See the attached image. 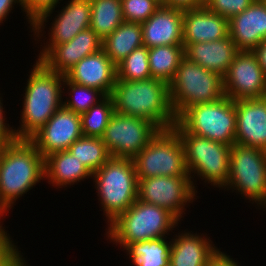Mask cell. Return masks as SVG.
<instances>
[{"label": "cell", "instance_id": "30", "mask_svg": "<svg viewBox=\"0 0 266 266\" xmlns=\"http://www.w3.org/2000/svg\"><path fill=\"white\" fill-rule=\"evenodd\" d=\"M114 113L113 100L109 95L80 114L83 136L101 138Z\"/></svg>", "mask_w": 266, "mask_h": 266}, {"label": "cell", "instance_id": "26", "mask_svg": "<svg viewBox=\"0 0 266 266\" xmlns=\"http://www.w3.org/2000/svg\"><path fill=\"white\" fill-rule=\"evenodd\" d=\"M184 57L183 45H161L148 48L151 78L169 84Z\"/></svg>", "mask_w": 266, "mask_h": 266}, {"label": "cell", "instance_id": "37", "mask_svg": "<svg viewBox=\"0 0 266 266\" xmlns=\"http://www.w3.org/2000/svg\"><path fill=\"white\" fill-rule=\"evenodd\" d=\"M206 0H164L163 6L182 10L205 6Z\"/></svg>", "mask_w": 266, "mask_h": 266}, {"label": "cell", "instance_id": "29", "mask_svg": "<svg viewBox=\"0 0 266 266\" xmlns=\"http://www.w3.org/2000/svg\"><path fill=\"white\" fill-rule=\"evenodd\" d=\"M93 174L110 158V153L101 138L82 136L68 149Z\"/></svg>", "mask_w": 266, "mask_h": 266}, {"label": "cell", "instance_id": "13", "mask_svg": "<svg viewBox=\"0 0 266 266\" xmlns=\"http://www.w3.org/2000/svg\"><path fill=\"white\" fill-rule=\"evenodd\" d=\"M224 94L232 100L266 97V74L252 51H240L223 77Z\"/></svg>", "mask_w": 266, "mask_h": 266}, {"label": "cell", "instance_id": "22", "mask_svg": "<svg viewBox=\"0 0 266 266\" xmlns=\"http://www.w3.org/2000/svg\"><path fill=\"white\" fill-rule=\"evenodd\" d=\"M183 46L188 60L221 77L226 75L229 65L240 52L229 35L217 41L183 44Z\"/></svg>", "mask_w": 266, "mask_h": 266}, {"label": "cell", "instance_id": "40", "mask_svg": "<svg viewBox=\"0 0 266 266\" xmlns=\"http://www.w3.org/2000/svg\"><path fill=\"white\" fill-rule=\"evenodd\" d=\"M20 4V0H0V25L5 21L6 17L13 10V5Z\"/></svg>", "mask_w": 266, "mask_h": 266}, {"label": "cell", "instance_id": "28", "mask_svg": "<svg viewBox=\"0 0 266 266\" xmlns=\"http://www.w3.org/2000/svg\"><path fill=\"white\" fill-rule=\"evenodd\" d=\"M90 28L104 40L125 20L123 18L121 0H90Z\"/></svg>", "mask_w": 266, "mask_h": 266}, {"label": "cell", "instance_id": "32", "mask_svg": "<svg viewBox=\"0 0 266 266\" xmlns=\"http://www.w3.org/2000/svg\"><path fill=\"white\" fill-rule=\"evenodd\" d=\"M64 86L68 87L69 99L62 101L63 106L77 114L88 111L105 97L98 89L73 83L66 77H64L63 88H65Z\"/></svg>", "mask_w": 266, "mask_h": 266}, {"label": "cell", "instance_id": "25", "mask_svg": "<svg viewBox=\"0 0 266 266\" xmlns=\"http://www.w3.org/2000/svg\"><path fill=\"white\" fill-rule=\"evenodd\" d=\"M143 46L141 23L124 21L102 42V49L117 66L136 48Z\"/></svg>", "mask_w": 266, "mask_h": 266}, {"label": "cell", "instance_id": "38", "mask_svg": "<svg viewBox=\"0 0 266 266\" xmlns=\"http://www.w3.org/2000/svg\"><path fill=\"white\" fill-rule=\"evenodd\" d=\"M208 266H239L230 255L219 251L217 255L209 262Z\"/></svg>", "mask_w": 266, "mask_h": 266}, {"label": "cell", "instance_id": "1", "mask_svg": "<svg viewBox=\"0 0 266 266\" xmlns=\"http://www.w3.org/2000/svg\"><path fill=\"white\" fill-rule=\"evenodd\" d=\"M44 179V157L29 139H17L0 147V254L21 253L1 218L18 198Z\"/></svg>", "mask_w": 266, "mask_h": 266}, {"label": "cell", "instance_id": "11", "mask_svg": "<svg viewBox=\"0 0 266 266\" xmlns=\"http://www.w3.org/2000/svg\"><path fill=\"white\" fill-rule=\"evenodd\" d=\"M159 130L144 118L114 113L101 139L111 157L133 159Z\"/></svg>", "mask_w": 266, "mask_h": 266}, {"label": "cell", "instance_id": "39", "mask_svg": "<svg viewBox=\"0 0 266 266\" xmlns=\"http://www.w3.org/2000/svg\"><path fill=\"white\" fill-rule=\"evenodd\" d=\"M252 52L256 56L260 67L266 74V39L263 40Z\"/></svg>", "mask_w": 266, "mask_h": 266}, {"label": "cell", "instance_id": "4", "mask_svg": "<svg viewBox=\"0 0 266 266\" xmlns=\"http://www.w3.org/2000/svg\"><path fill=\"white\" fill-rule=\"evenodd\" d=\"M180 222L171 212L137 199L108 225L107 239L125 248L129 243L167 237ZM172 229V230H171Z\"/></svg>", "mask_w": 266, "mask_h": 266}, {"label": "cell", "instance_id": "18", "mask_svg": "<svg viewBox=\"0 0 266 266\" xmlns=\"http://www.w3.org/2000/svg\"><path fill=\"white\" fill-rule=\"evenodd\" d=\"M103 40L89 27L71 41L54 46L40 61L51 71L65 74L86 56L102 49Z\"/></svg>", "mask_w": 266, "mask_h": 266}, {"label": "cell", "instance_id": "3", "mask_svg": "<svg viewBox=\"0 0 266 266\" xmlns=\"http://www.w3.org/2000/svg\"><path fill=\"white\" fill-rule=\"evenodd\" d=\"M23 95L20 126L15 129L17 139H30L63 105L65 75L49 70L36 60Z\"/></svg>", "mask_w": 266, "mask_h": 266}, {"label": "cell", "instance_id": "8", "mask_svg": "<svg viewBox=\"0 0 266 266\" xmlns=\"http://www.w3.org/2000/svg\"><path fill=\"white\" fill-rule=\"evenodd\" d=\"M133 161L137 179L156 176L190 177L184 147L174 128L159 130Z\"/></svg>", "mask_w": 266, "mask_h": 266}, {"label": "cell", "instance_id": "10", "mask_svg": "<svg viewBox=\"0 0 266 266\" xmlns=\"http://www.w3.org/2000/svg\"><path fill=\"white\" fill-rule=\"evenodd\" d=\"M236 190L246 200L266 208V151L234 143L224 190Z\"/></svg>", "mask_w": 266, "mask_h": 266}, {"label": "cell", "instance_id": "31", "mask_svg": "<svg viewBox=\"0 0 266 266\" xmlns=\"http://www.w3.org/2000/svg\"><path fill=\"white\" fill-rule=\"evenodd\" d=\"M116 68V79L140 81L151 78L148 48L144 45L136 48Z\"/></svg>", "mask_w": 266, "mask_h": 266}, {"label": "cell", "instance_id": "24", "mask_svg": "<svg viewBox=\"0 0 266 266\" xmlns=\"http://www.w3.org/2000/svg\"><path fill=\"white\" fill-rule=\"evenodd\" d=\"M45 180L52 186L62 188L74 185L83 179L92 178V173L68 150L51 153L44 158Z\"/></svg>", "mask_w": 266, "mask_h": 266}, {"label": "cell", "instance_id": "12", "mask_svg": "<svg viewBox=\"0 0 266 266\" xmlns=\"http://www.w3.org/2000/svg\"><path fill=\"white\" fill-rule=\"evenodd\" d=\"M196 195L191 177L156 176L138 179V199L168 210L179 221L185 214V206L193 202Z\"/></svg>", "mask_w": 266, "mask_h": 266}, {"label": "cell", "instance_id": "14", "mask_svg": "<svg viewBox=\"0 0 266 266\" xmlns=\"http://www.w3.org/2000/svg\"><path fill=\"white\" fill-rule=\"evenodd\" d=\"M82 136L80 114L62 105L29 140L45 158L51 153L67 150Z\"/></svg>", "mask_w": 266, "mask_h": 266}, {"label": "cell", "instance_id": "34", "mask_svg": "<svg viewBox=\"0 0 266 266\" xmlns=\"http://www.w3.org/2000/svg\"><path fill=\"white\" fill-rule=\"evenodd\" d=\"M126 22L143 23L160 7L156 0H121Z\"/></svg>", "mask_w": 266, "mask_h": 266}, {"label": "cell", "instance_id": "20", "mask_svg": "<svg viewBox=\"0 0 266 266\" xmlns=\"http://www.w3.org/2000/svg\"><path fill=\"white\" fill-rule=\"evenodd\" d=\"M143 45H183V10L160 5L147 21L141 23Z\"/></svg>", "mask_w": 266, "mask_h": 266}, {"label": "cell", "instance_id": "41", "mask_svg": "<svg viewBox=\"0 0 266 266\" xmlns=\"http://www.w3.org/2000/svg\"><path fill=\"white\" fill-rule=\"evenodd\" d=\"M158 1L161 5L164 3V0H156Z\"/></svg>", "mask_w": 266, "mask_h": 266}, {"label": "cell", "instance_id": "16", "mask_svg": "<svg viewBox=\"0 0 266 266\" xmlns=\"http://www.w3.org/2000/svg\"><path fill=\"white\" fill-rule=\"evenodd\" d=\"M52 22L49 41L41 49L37 60H41L54 46L71 41L79 32L90 27L91 1L70 0L58 11Z\"/></svg>", "mask_w": 266, "mask_h": 266}, {"label": "cell", "instance_id": "15", "mask_svg": "<svg viewBox=\"0 0 266 266\" xmlns=\"http://www.w3.org/2000/svg\"><path fill=\"white\" fill-rule=\"evenodd\" d=\"M235 143L266 151V97L235 100Z\"/></svg>", "mask_w": 266, "mask_h": 266}, {"label": "cell", "instance_id": "21", "mask_svg": "<svg viewBox=\"0 0 266 266\" xmlns=\"http://www.w3.org/2000/svg\"><path fill=\"white\" fill-rule=\"evenodd\" d=\"M183 44L210 42L229 35L228 19L206 6L183 10Z\"/></svg>", "mask_w": 266, "mask_h": 266}, {"label": "cell", "instance_id": "35", "mask_svg": "<svg viewBox=\"0 0 266 266\" xmlns=\"http://www.w3.org/2000/svg\"><path fill=\"white\" fill-rule=\"evenodd\" d=\"M255 0H206L205 6L212 12L230 19L245 11Z\"/></svg>", "mask_w": 266, "mask_h": 266}, {"label": "cell", "instance_id": "19", "mask_svg": "<svg viewBox=\"0 0 266 266\" xmlns=\"http://www.w3.org/2000/svg\"><path fill=\"white\" fill-rule=\"evenodd\" d=\"M229 36L239 51H253L266 39V5L255 0L245 11L228 20Z\"/></svg>", "mask_w": 266, "mask_h": 266}, {"label": "cell", "instance_id": "9", "mask_svg": "<svg viewBox=\"0 0 266 266\" xmlns=\"http://www.w3.org/2000/svg\"><path fill=\"white\" fill-rule=\"evenodd\" d=\"M177 122L195 136L230 146L235 143V101L229 97L189 107Z\"/></svg>", "mask_w": 266, "mask_h": 266}, {"label": "cell", "instance_id": "6", "mask_svg": "<svg viewBox=\"0 0 266 266\" xmlns=\"http://www.w3.org/2000/svg\"><path fill=\"white\" fill-rule=\"evenodd\" d=\"M184 147L185 162L194 186V174L223 189L229 179L231 146L188 133L178 122L173 126ZM194 173V174H192Z\"/></svg>", "mask_w": 266, "mask_h": 266}, {"label": "cell", "instance_id": "27", "mask_svg": "<svg viewBox=\"0 0 266 266\" xmlns=\"http://www.w3.org/2000/svg\"><path fill=\"white\" fill-rule=\"evenodd\" d=\"M123 250L134 266H166L169 264L171 241L167 238L129 243Z\"/></svg>", "mask_w": 266, "mask_h": 266}, {"label": "cell", "instance_id": "7", "mask_svg": "<svg viewBox=\"0 0 266 266\" xmlns=\"http://www.w3.org/2000/svg\"><path fill=\"white\" fill-rule=\"evenodd\" d=\"M170 100L177 119L194 105L225 96L223 77L184 57L169 83Z\"/></svg>", "mask_w": 266, "mask_h": 266}, {"label": "cell", "instance_id": "33", "mask_svg": "<svg viewBox=\"0 0 266 266\" xmlns=\"http://www.w3.org/2000/svg\"><path fill=\"white\" fill-rule=\"evenodd\" d=\"M21 10L25 12L28 19V24H30L31 32H34V38L38 41V38H42L40 34L45 29V25L50 15L55 11L57 4L61 0H20ZM54 10V11H53ZM45 24V25H44Z\"/></svg>", "mask_w": 266, "mask_h": 266}, {"label": "cell", "instance_id": "2", "mask_svg": "<svg viewBox=\"0 0 266 266\" xmlns=\"http://www.w3.org/2000/svg\"><path fill=\"white\" fill-rule=\"evenodd\" d=\"M110 96L115 113L144 118L160 130L173 128L177 122L170 100L169 84L162 80L116 79Z\"/></svg>", "mask_w": 266, "mask_h": 266}, {"label": "cell", "instance_id": "17", "mask_svg": "<svg viewBox=\"0 0 266 266\" xmlns=\"http://www.w3.org/2000/svg\"><path fill=\"white\" fill-rule=\"evenodd\" d=\"M116 69V65L101 49L81 59L64 75L73 83L98 89L109 96L116 82Z\"/></svg>", "mask_w": 266, "mask_h": 266}, {"label": "cell", "instance_id": "36", "mask_svg": "<svg viewBox=\"0 0 266 266\" xmlns=\"http://www.w3.org/2000/svg\"><path fill=\"white\" fill-rule=\"evenodd\" d=\"M1 95V94H0ZM2 98L0 97V147L7 146L12 142L17 140L14 127H10L9 124L5 122V111H3V104L1 103ZM7 124V125H6ZM8 126V127H7Z\"/></svg>", "mask_w": 266, "mask_h": 266}, {"label": "cell", "instance_id": "5", "mask_svg": "<svg viewBox=\"0 0 266 266\" xmlns=\"http://www.w3.org/2000/svg\"><path fill=\"white\" fill-rule=\"evenodd\" d=\"M92 178L108 225L138 199V179L131 158L111 157Z\"/></svg>", "mask_w": 266, "mask_h": 266}, {"label": "cell", "instance_id": "23", "mask_svg": "<svg viewBox=\"0 0 266 266\" xmlns=\"http://www.w3.org/2000/svg\"><path fill=\"white\" fill-rule=\"evenodd\" d=\"M214 245L210 237L203 234L189 231L175 234L171 239L169 262L172 266H208L220 251Z\"/></svg>", "mask_w": 266, "mask_h": 266}]
</instances>
